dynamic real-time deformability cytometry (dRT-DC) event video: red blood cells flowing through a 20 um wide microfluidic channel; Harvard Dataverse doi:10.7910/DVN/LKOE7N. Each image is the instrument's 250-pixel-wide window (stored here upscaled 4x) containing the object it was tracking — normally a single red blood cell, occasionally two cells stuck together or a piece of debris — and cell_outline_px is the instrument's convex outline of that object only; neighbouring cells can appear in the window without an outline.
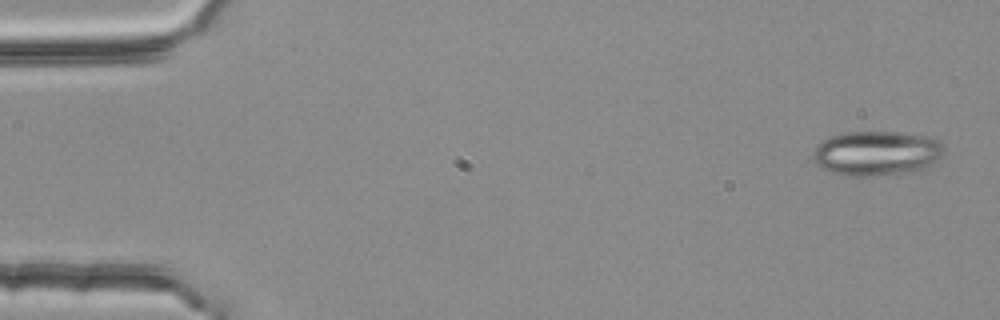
{"species": "common noctule bat (a hibernating species)", "species_latin": "Nyctalus noctula", "temperature_condition": "room temperature", "stored_images_in_passage": 6, "camera_frame_rate_fps": 3000, "um_per_image_px": 0.085, "animal": {"sex": "female", "body_mass_g": 25.1}, "frame": {"image": 1, "passage_image": 1, "time_ms": 0.0, "image_size_px": [1000, 320], "cell_outline_px": [[944, 152], [936, 160], [924, 168], [916, 172], [872, 176], [848, 176], [832, 172], [820, 168], [816, 164], [812, 156], [812, 152], [820, 140], [828, 136], [844, 132], [896, 132], [928, 136], [940, 140], [944, 148]], "centroid_in_image_um": [74.48, 13.02], "position_along_channel_um": 10.5, "area_um2": 34.56}}